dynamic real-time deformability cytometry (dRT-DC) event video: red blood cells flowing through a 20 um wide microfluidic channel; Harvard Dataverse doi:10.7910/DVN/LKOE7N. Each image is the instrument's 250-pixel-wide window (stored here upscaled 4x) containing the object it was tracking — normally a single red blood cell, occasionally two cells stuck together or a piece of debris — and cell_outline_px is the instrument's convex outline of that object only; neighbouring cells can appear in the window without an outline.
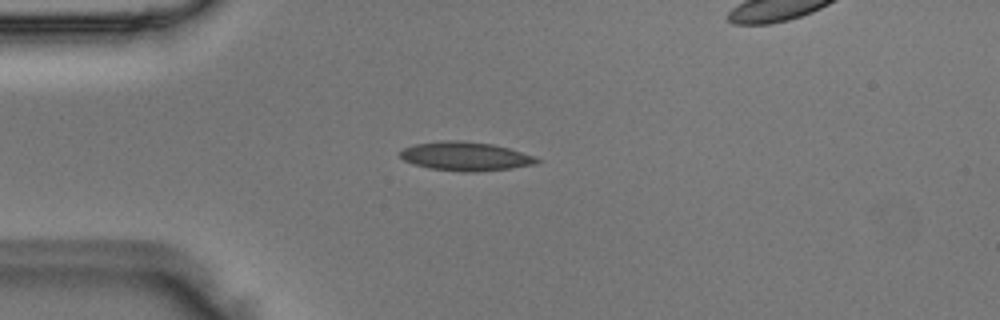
{"species": "Egyptian fruit bat (a non-hibernating species)", "species_latin": "Rousettus aegyptiacus", "temperature_condition": "room temperature", "stored_images_in_passage": 3, "camera_frame_rate_fps": 3000, "um_per_image_px": 0.085, "animal": {"sex": "male"}, "frame": {"image": 1, "passage_image": 2, "time_ms": 0.333, "image_size_px": [1000, 320], "cell_outline_px": [[540, 160], [536, 164], [512, 168], [476, 172], [464, 172], [428, 168], [412, 164], [404, 160], [400, 156], [400, 152], [404, 148], [416, 144], [440, 140], [460, 140], [492, 144], [508, 148], [536, 156]], "centroid_in_image_um": [39.57, 13.29], "position_along_channel_um": 45.4, "area_um2": 23.06}}